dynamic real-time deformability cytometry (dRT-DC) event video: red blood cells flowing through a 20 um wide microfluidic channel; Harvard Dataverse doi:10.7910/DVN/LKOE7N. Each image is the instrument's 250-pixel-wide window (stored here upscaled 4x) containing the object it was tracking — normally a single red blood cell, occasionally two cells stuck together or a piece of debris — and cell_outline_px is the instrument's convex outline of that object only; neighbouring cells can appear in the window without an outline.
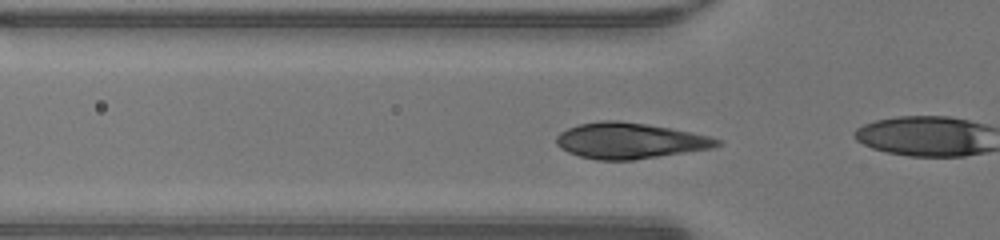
{"species": "human", "species_latin": "Homo sapiens", "temperature_condition": "warm", "stored_images_in_passage": 46, "camera_frame_rate_fps": 3000, "um_per_image_px": 0.085, "donor": {"sex": "male"}, "frame": {"image": 1, "passage_image": 12, "time_ms": 3.667, "image_size_px": [1000, 240], "cell_outline_px": [[720, 144], [712, 148], [632, 160], [596, 160], [580, 156], [568, 152], [560, 148], [556, 144], [556, 136], [560, 132], [568, 128], [580, 124], [600, 120], [620, 120], [648, 124], [692, 132], [708, 136], [720, 140]], "centroid_in_image_um": [53.48, 11.95], "position_along_channel_um": 72.3, "area_um2": 33.47}}
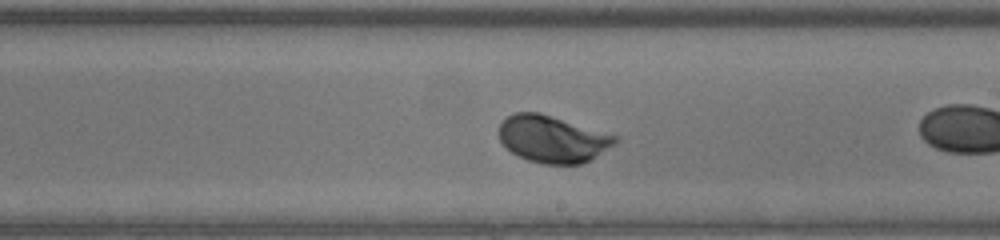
{"frame": {"image": 2, "passage_image": 24, "time_ms": 7.667, "image_size_px": [1000, 240], "cell_outline_px": [[620, 140], [616, 144], [588, 160], [580, 164], [544, 164], [528, 160], [512, 152], [500, 140], [500, 124], [508, 116], [516, 112], [540, 112], [620, 136]], "centroid_in_image_um": [47.01, 11.8], "position_along_channel_um": 242.0, "area_um2": 31.67}}
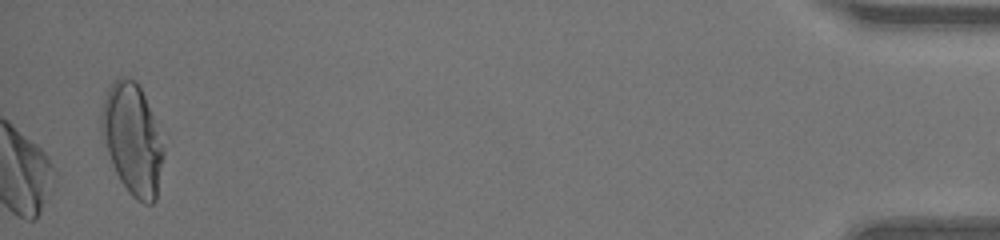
{"frame": {"image": 3, "passage_image": 46, "time_ms": 15.0, "image_size_px": [1000, 240], "cell_outline_px": [[164, 156], [156, 200], [152, 204], [144, 204], [136, 200], [128, 192], [120, 180], [116, 172], [100, 132], [100, 112], [108, 88], [120, 76], [124, 76], [136, 80], [144, 96], [152, 116], [164, 148]], "centroid_in_image_um": [11.24, 11.86], "position_along_channel_um": 424.0, "area_um2": 39.82}, "authors_computed_cell_mechanics": {"area_um2": 32.3391, "velocity_mm_per_s": 4.2195, "shape_relaxation_time_tau1_ms": 2.0237, "shape_relaxation_time_tau2_ms": null, "deformation_change_tau1": 0.1658, "deformation_change_tau2": null}}